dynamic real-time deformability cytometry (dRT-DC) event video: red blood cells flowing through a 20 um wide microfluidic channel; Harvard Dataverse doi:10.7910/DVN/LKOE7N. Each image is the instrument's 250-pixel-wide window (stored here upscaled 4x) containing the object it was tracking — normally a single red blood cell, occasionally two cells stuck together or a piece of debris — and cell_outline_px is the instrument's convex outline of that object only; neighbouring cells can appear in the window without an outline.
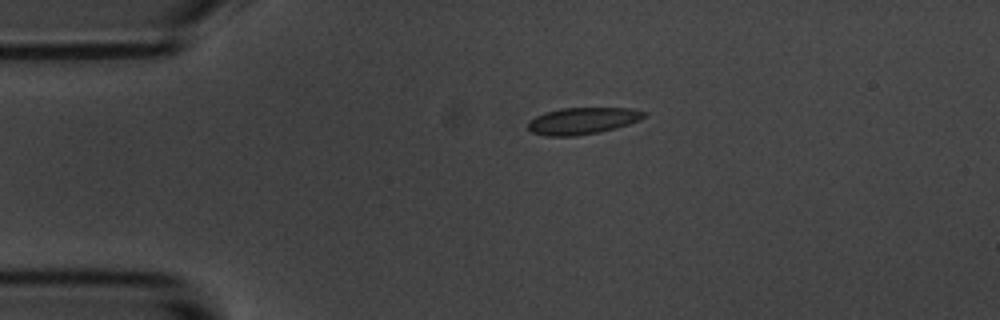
{"species": "common noctule bat (a hibernating species)", "species_latin": "Nyctalus noctula", "temperature_condition": "room temperature", "stored_images_in_passage": 2, "camera_frame_rate_fps": 3000, "um_per_image_px": 0.085, "animal": {"sex": "male", "body_mass_g": 20.1, "forearm_length_mm": 53.5}, "frame": {"image": 1, "passage_image": 1, "time_ms": 0.0, "image_size_px": [1000, 320], "cell_outline_px": [[648, 112], [640, 120], [616, 128], [576, 136], [544, 136], [532, 132], [528, 128], [528, 120], [544, 112], [560, 108], [632, 108]], "centroid_in_image_um": [49.5, 10.26], "position_along_channel_um": 35.5, "area_um2": 18.15}}